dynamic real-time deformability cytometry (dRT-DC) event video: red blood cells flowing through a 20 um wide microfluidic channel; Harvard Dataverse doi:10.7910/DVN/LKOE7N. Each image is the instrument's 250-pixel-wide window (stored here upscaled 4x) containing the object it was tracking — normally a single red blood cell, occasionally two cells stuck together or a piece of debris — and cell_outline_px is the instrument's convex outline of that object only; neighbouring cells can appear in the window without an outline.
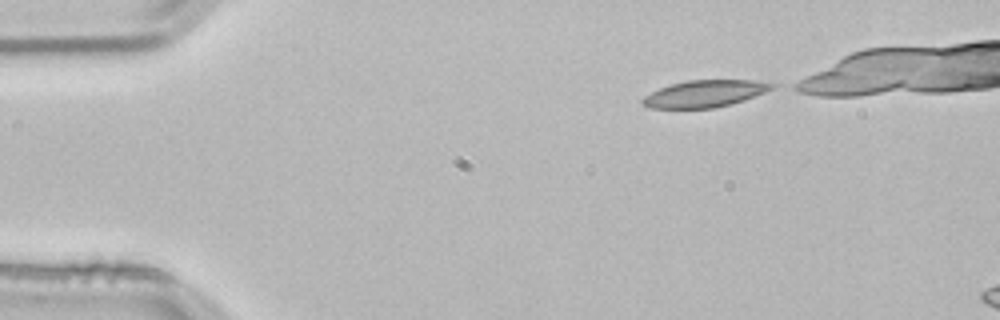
{"species": "common noctule bat (a hibernating species)", "species_latin": "Nyctalus noctula", "temperature_condition": "room temperature", "stored_images_in_passage": 7, "camera_frame_rate_fps": 3000, "um_per_image_px": 0.085, "animal": {"sex": "male", "body_mass_g": 21.5, "forearm_length_mm": 52.0}, "frame": {"image": 1, "passage_image": 1, "time_ms": 0.0, "image_size_px": [1000, 320], "cell_outline_px": [[776, 84], [772, 88], [764, 92], [744, 100], [712, 108], [652, 108], [644, 104], [640, 100], [644, 96], [660, 88], [672, 84], [688, 80], [756, 80]], "centroid_in_image_um": [59.9, 7.95], "position_along_channel_um": 25.1, "area_um2": 19.94}}